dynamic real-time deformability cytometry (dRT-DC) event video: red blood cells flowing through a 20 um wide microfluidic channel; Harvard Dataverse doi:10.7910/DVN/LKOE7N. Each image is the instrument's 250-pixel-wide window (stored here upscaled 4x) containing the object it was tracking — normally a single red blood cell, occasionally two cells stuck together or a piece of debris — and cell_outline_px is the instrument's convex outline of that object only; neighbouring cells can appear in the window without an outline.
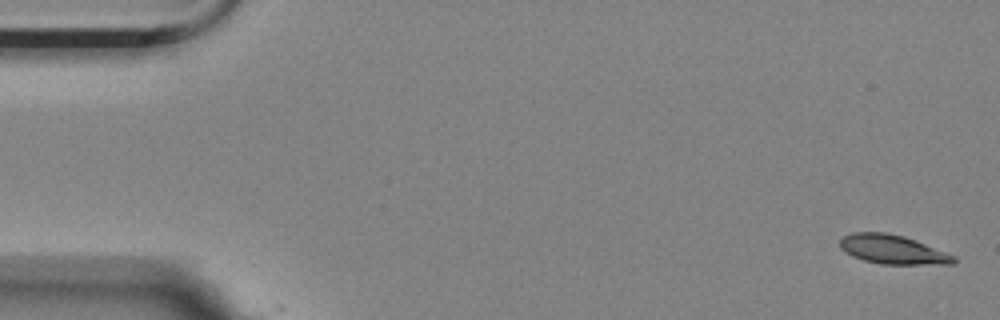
{"species": "Egyptian fruit bat (a non-hibernating species)", "species_latin": "Rousettus aegyptiacus", "temperature_condition": "room temperature", "stored_images_in_passage": 5, "camera_frame_rate_fps": 3000, "um_per_image_px": 0.085, "animal": {"sex": "female"}, "frame": {"image": 1, "passage_image": 1, "time_ms": 0.0, "image_size_px": [1000, 320], "cell_outline_px": [[956, 260], [952, 264], [880, 264], [864, 260], [852, 256], [840, 248], [840, 240], [844, 236], [852, 232], [884, 232], [904, 236], [916, 240], [956, 256]], "centroid_in_image_um": [75.88, 21.2], "position_along_channel_um": 9.1, "area_um2": 19.25}}
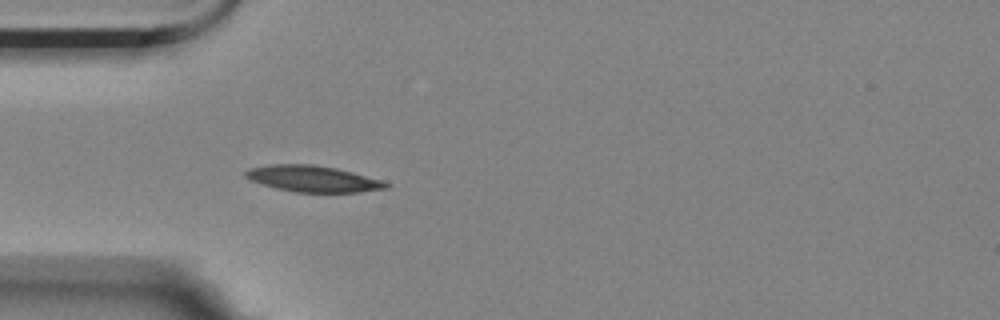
{"frame": {"image": 2, "passage_image": 5, "time_ms": 1.333, "image_size_px": [1000, 320], "cell_outline_px": [[388, 188], [356, 192], [296, 192], [276, 188], [252, 180], [244, 176], [244, 172], [248, 168], [268, 164], [312, 164], [336, 168], [352, 172], [380, 180], [388, 184]], "centroid_in_image_um": [26.54, 15.18], "position_along_channel_um": 58.5, "area_um2": 21.21}}